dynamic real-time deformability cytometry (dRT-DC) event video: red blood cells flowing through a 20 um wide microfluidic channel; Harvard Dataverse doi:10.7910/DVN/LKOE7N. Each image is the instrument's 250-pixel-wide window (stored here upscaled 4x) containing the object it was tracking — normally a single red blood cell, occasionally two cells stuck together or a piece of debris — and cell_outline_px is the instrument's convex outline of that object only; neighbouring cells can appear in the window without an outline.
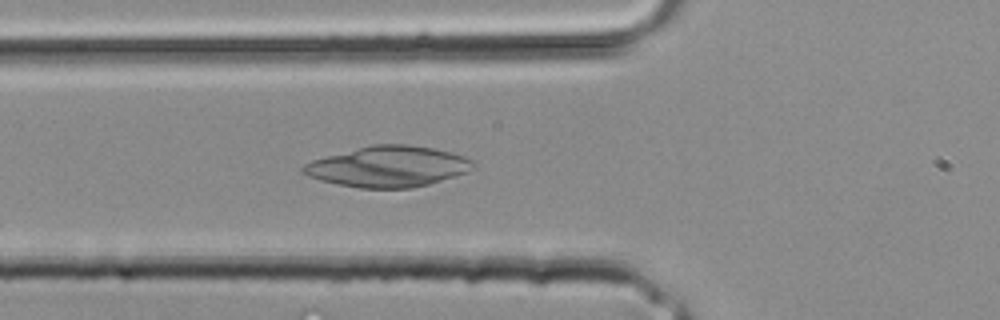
{"species": "common noctule bat (a hibernating species)", "species_latin": "Nyctalus noctula", "temperature_condition": "room temperature", "stored_images_in_passage": 18, "camera_frame_rate_fps": 3000, "um_per_image_px": 0.085, "animal": {"sex": "male", "body_mass_g": 20.4}, "frame": {"image": 1, "passage_image": 10, "time_ms": 3.0, "image_size_px": [1000, 320], "cell_outline_px": [[476, 168], [468, 172], [456, 176], [428, 184], [412, 188], [360, 188], [320, 180], [308, 176], [300, 168], [304, 164], [312, 160], [372, 144], [408, 144], [432, 148], [464, 156], [472, 160], [476, 164]], "centroid_in_image_um": [33.03, 14.16], "position_along_channel_um": 92.8, "area_um2": 40.23}}
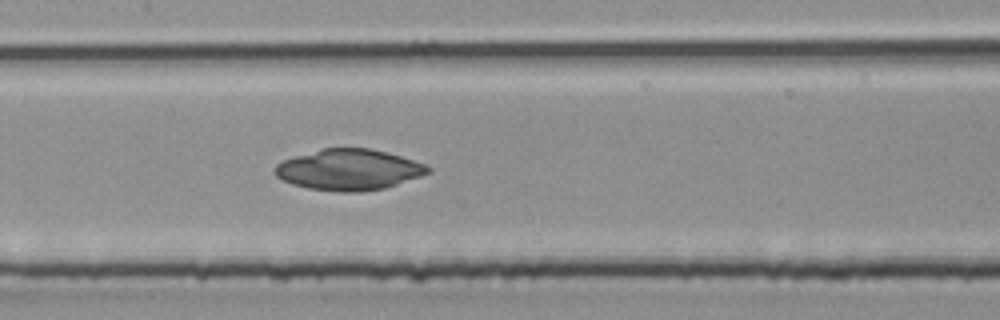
{"frame": {"image": 2, "passage_image": 14, "time_ms": 4.333, "image_size_px": [1000, 320], "cell_outline_px": [[432, 172], [384, 188], [360, 192], [344, 192], [308, 188], [292, 184], [276, 176], [276, 164], [284, 160], [296, 156], [324, 148], [368, 148], [388, 152], [424, 164], [432, 168]], "centroid_in_image_um": [29.68, 14.42], "position_along_channel_um": 177.7, "area_um2": 36.07}}
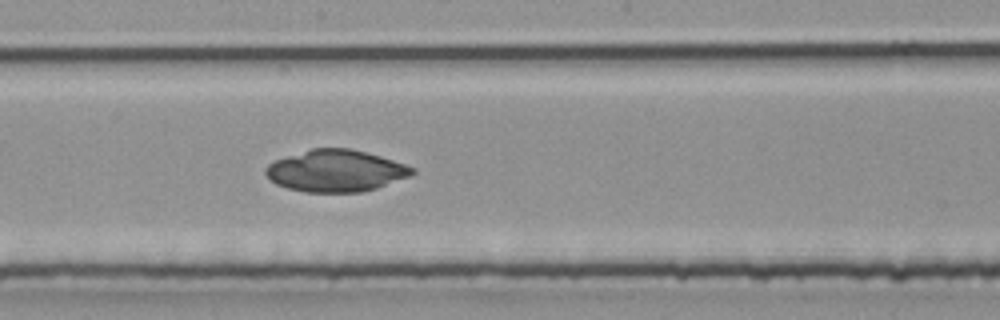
{"frame": {"image": 3, "passage_image": 16, "time_ms": 5.0, "image_size_px": [1000, 320], "cell_outline_px": [[416, 172], [412, 176], [376, 188], [360, 192], [304, 192], [288, 188], [276, 184], [268, 180], [264, 172], [264, 168], [268, 164], [276, 160], [312, 148], [348, 148], [380, 156], [416, 168]], "centroid_in_image_um": [28.54, 14.53], "position_along_channel_um": 219.7, "area_um2": 35.72}}